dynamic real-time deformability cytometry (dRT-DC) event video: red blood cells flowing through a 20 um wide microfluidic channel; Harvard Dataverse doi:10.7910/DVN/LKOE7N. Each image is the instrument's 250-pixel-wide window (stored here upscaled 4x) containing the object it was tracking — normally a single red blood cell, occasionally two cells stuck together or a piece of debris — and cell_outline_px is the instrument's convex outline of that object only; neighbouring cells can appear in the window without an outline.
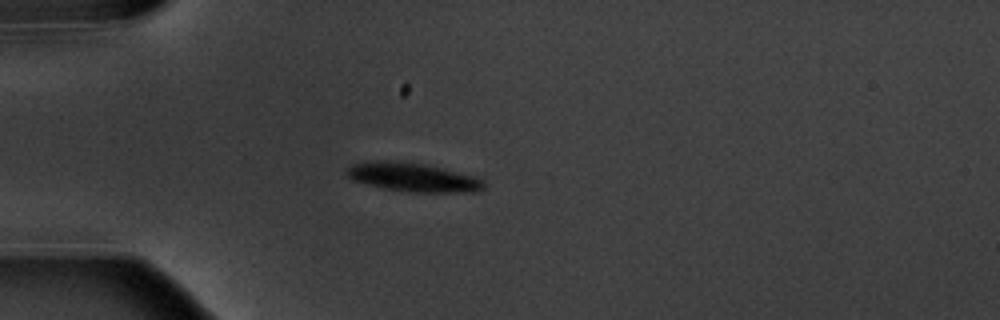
{"species": "common noctule bat (a hibernating species)", "species_latin": "Nyctalus noctula", "temperature_condition": "warm", "stored_images_in_passage": 6, "camera_frame_rate_fps": 3000, "um_per_image_px": 0.085, "animal": {"sex": "male", "body_mass_g": 20.1, "forearm_length_mm": 53.5}, "frame": {"image": 1, "passage_image": 1, "time_ms": 0.0, "image_size_px": [1000, 320], "cell_outline_px": [[484, 188], [476, 192], [408, 192], [384, 188], [352, 180], [344, 172], [344, 168], [352, 164], [372, 160], [388, 160], [424, 164], [444, 168], [476, 176], [484, 180]], "centroid_in_image_um": [35.09, 15.06], "position_along_channel_um": 49.9, "area_um2": 23.29}}